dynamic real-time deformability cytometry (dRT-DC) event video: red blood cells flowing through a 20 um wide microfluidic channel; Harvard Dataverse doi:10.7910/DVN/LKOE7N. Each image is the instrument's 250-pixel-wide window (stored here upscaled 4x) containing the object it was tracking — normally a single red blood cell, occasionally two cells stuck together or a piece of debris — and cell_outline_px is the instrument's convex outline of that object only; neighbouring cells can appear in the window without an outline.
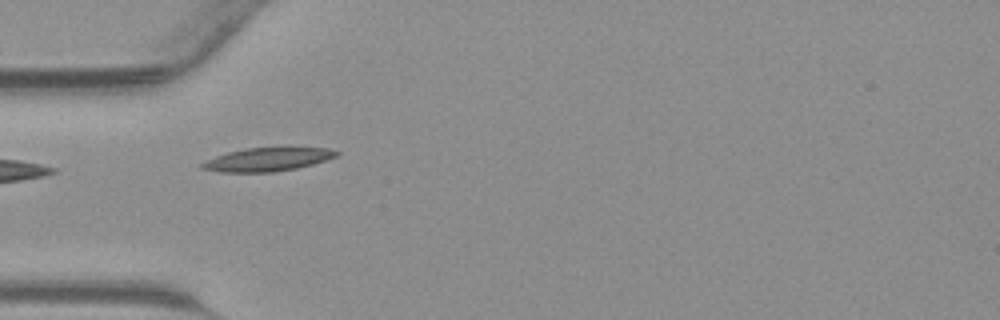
{"species": "common noctule bat (a hibernating species)", "species_latin": "Nyctalus noctula", "temperature_condition": "warm", "stored_images_in_passage": 8, "camera_frame_rate_fps": 3000, "um_per_image_px": 0.085, "animal": {"sex": "male", "body_mass_g": 23.1, "forearm_length_mm": 52.7}, "frame": {"image": 1, "passage_image": 1, "time_ms": 0.0, "image_size_px": [1000, 320], "cell_outline_px": [[340, 152], [336, 156], [312, 164], [296, 168], [276, 172], [220, 172], [200, 168], [200, 164], [204, 160], [228, 152], [244, 148], [288, 144], [328, 148]], "centroid_in_image_um": [22.78, 13.49], "position_along_channel_um": 62.2, "area_um2": 19.42}}